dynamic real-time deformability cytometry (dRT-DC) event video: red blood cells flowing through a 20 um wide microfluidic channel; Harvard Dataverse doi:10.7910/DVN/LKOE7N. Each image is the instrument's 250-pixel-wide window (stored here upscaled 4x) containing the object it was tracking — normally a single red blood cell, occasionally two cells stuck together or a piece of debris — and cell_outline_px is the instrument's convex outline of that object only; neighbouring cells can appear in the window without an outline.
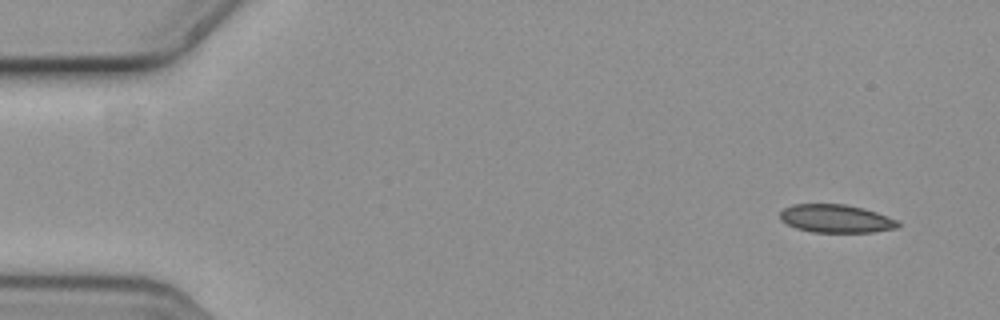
{"species": "common noctule bat (a hibernating species)", "species_latin": "Nyctalus noctula", "temperature_condition": "cold", "stored_images_in_passage": 3, "camera_frame_rate_fps": 3000, "um_per_image_px": 0.085, "animal": {"sex": "female", "body_mass_g": 19.3, "forearm_length_mm": 54.1}, "frame": {"image": 1, "passage_image": 1, "time_ms": 0.0, "image_size_px": [1000, 320], "cell_outline_px": [[900, 224], [896, 228], [872, 232], [812, 232], [796, 228], [780, 220], [780, 212], [784, 208], [792, 204], [844, 204], [864, 208], [876, 212], [896, 220]], "centroid_in_image_um": [71.02, 18.58], "position_along_channel_um": 14.0, "area_um2": 19.25}}